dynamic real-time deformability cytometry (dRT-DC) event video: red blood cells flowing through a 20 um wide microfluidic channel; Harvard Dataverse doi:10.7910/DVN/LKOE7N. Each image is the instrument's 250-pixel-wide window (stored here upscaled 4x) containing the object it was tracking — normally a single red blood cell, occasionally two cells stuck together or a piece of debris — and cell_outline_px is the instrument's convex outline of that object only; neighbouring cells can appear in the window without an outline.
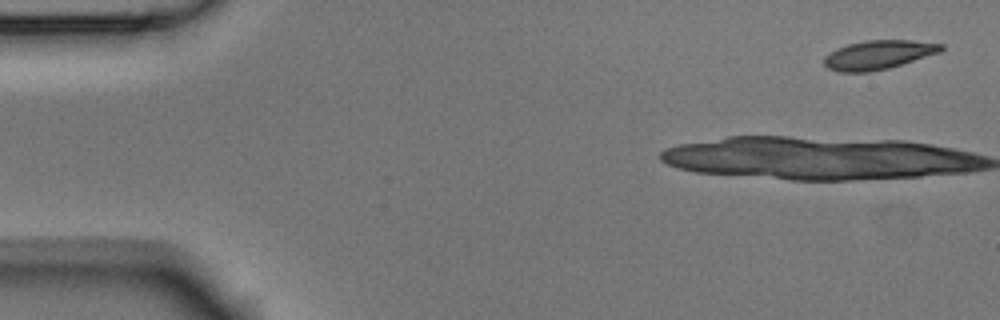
{"species": "Egyptian fruit bat (a non-hibernating species)", "species_latin": "Rousettus aegyptiacus", "temperature_condition": "room temperature", "stored_images_in_passage": 6, "segment_of_instrument_passage": [2, 2], "camera_frame_rate_fps": 3000, "um_per_image_px": 0.085, "animal": {"sex": "male"}, "frame": {"image": 1, "passage_image": 6, "time_ms": 1.667, "image_size_px": [1000, 320], "cell_outline_px": [[944, 48], [940, 52], [888, 68], [868, 72], [840, 72], [828, 68], [824, 64], [824, 56], [836, 48], [848, 44], [868, 40], [912, 40], [944, 44]], "centroid_in_image_um": [74.65, 4.65], "position_along_channel_um": 10.4, "area_um2": 19.65}}